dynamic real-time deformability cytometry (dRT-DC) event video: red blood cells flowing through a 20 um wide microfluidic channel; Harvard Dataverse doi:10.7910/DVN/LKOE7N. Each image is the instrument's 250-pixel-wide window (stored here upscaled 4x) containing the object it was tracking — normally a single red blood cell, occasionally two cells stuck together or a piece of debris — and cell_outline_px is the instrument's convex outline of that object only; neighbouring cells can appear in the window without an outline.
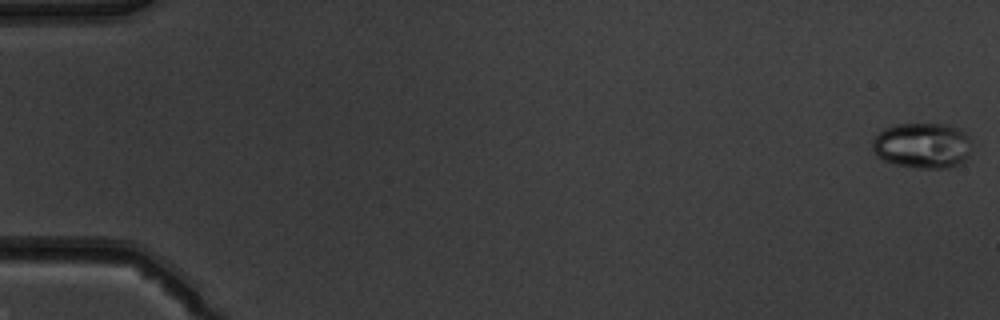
{"species": "common noctule bat (a hibernating species)", "species_latin": "Nyctalus noctula", "temperature_condition": "warm", "stored_images_in_passage": 52, "camera_frame_rate_fps": 3000, "um_per_image_px": 0.085, "animal": {"sex": "male", "body_mass_g": 19.5, "forearm_length_mm": 54.6}, "frame": {"image": 1, "passage_image": 1, "time_ms": 0.0, "image_size_px": [1000, 320], "cell_outline_px": [[968, 156], [960, 164], [948, 168], [920, 168], [896, 164], [884, 160], [872, 148], [872, 140], [884, 128], [892, 124], [948, 124], [960, 128], [968, 136]], "centroid_in_image_um": [78.4, 12.35], "position_along_channel_um": 6.6, "area_um2": 26.18}}
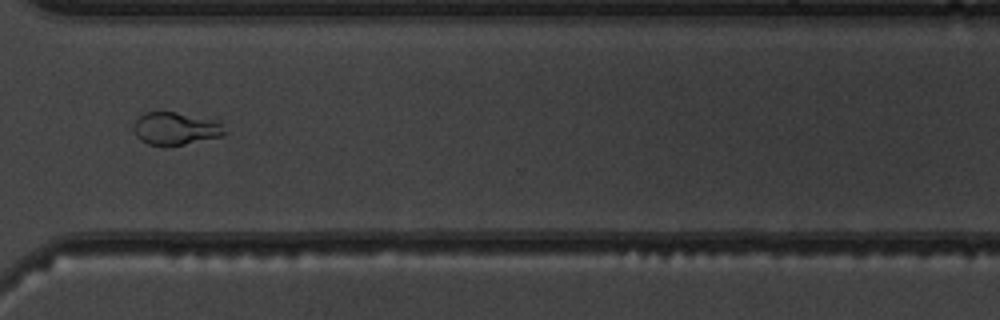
{"frame": {"image": 2, "passage_image": 40, "time_ms": 13.0, "image_size_px": [1000, 320], "cell_outline_px": [[224, 132], [220, 136], [184, 144], [148, 144], [140, 140], [136, 136], [132, 124], [144, 112], [176, 112], [212, 120], [220, 124]], "centroid_in_image_um": [14.83, 10.91], "position_along_channel_um": 355.8, "area_um2": 16.65}}
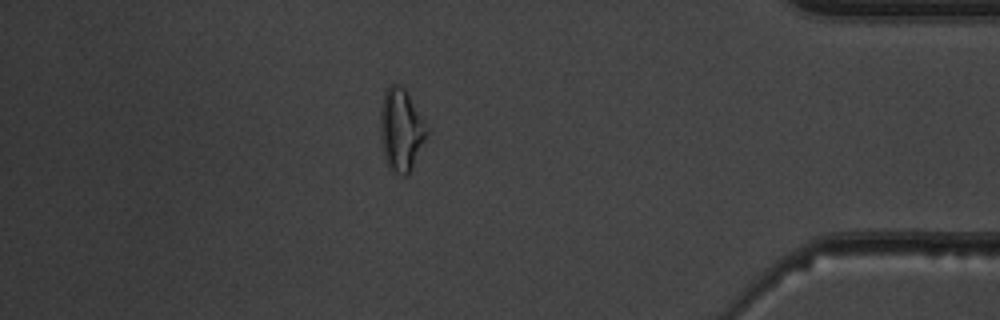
{"frame": {"image": 3, "passage_image": 46, "time_ms": 15.0, "image_size_px": [1000, 320], "cell_outline_px": [[428, 136], [408, 176], [404, 176], [388, 168], [384, 160], [380, 140], [380, 112], [384, 92], [388, 84], [396, 84], [404, 88], [424, 120], [428, 128]], "centroid_in_image_um": [34.08, 11.07], "position_along_channel_um": 401.1, "area_um2": 22.66}, "authors_computed_cell_mechanics": {"area_um2": 19.0451, "velocity_mm_per_s": 3.9652, "shape_relaxation_time_tau1_ms": 4.9381, "shape_relaxation_time_tau2_ms": 1.2003, "deformation_change_tau1": 0.1559, "deformation_change_tau2": 0.0688}}